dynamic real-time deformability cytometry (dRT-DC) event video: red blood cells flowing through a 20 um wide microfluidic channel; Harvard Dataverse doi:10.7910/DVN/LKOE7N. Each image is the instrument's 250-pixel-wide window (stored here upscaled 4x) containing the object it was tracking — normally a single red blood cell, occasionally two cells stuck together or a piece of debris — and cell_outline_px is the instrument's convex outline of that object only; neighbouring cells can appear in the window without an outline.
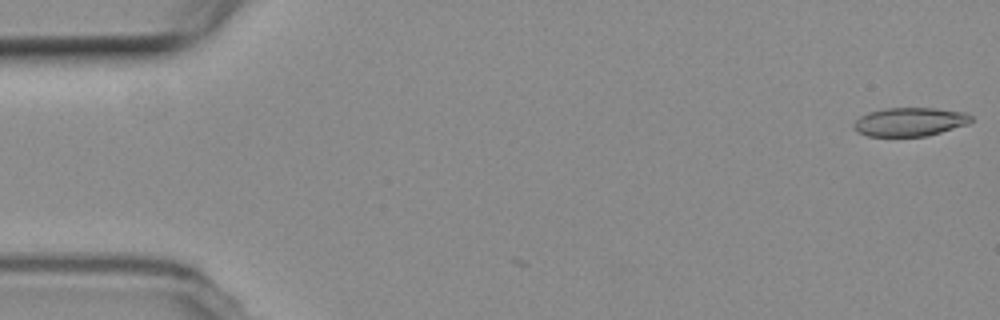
{"species": "common noctule bat (a hibernating species)", "species_latin": "Nyctalus noctula", "temperature_condition": "room temperature", "stored_images_in_passage": 3, "camera_frame_rate_fps": 3000, "um_per_image_px": 0.085, "animal": {"sex": "female", "body_mass_g": 19.3, "forearm_length_mm": 54.1}, "frame": {"image": 1, "passage_image": 1, "time_ms": 0.0, "image_size_px": [1000, 320], "cell_outline_px": [[972, 120], [968, 124], [940, 132], [924, 136], [868, 136], [856, 132], [852, 124], [860, 116], [868, 112], [884, 108], [936, 108], [964, 112], [972, 116]], "centroid_in_image_um": [77.3, 10.35], "position_along_channel_um": 7.7, "area_um2": 19.59}}